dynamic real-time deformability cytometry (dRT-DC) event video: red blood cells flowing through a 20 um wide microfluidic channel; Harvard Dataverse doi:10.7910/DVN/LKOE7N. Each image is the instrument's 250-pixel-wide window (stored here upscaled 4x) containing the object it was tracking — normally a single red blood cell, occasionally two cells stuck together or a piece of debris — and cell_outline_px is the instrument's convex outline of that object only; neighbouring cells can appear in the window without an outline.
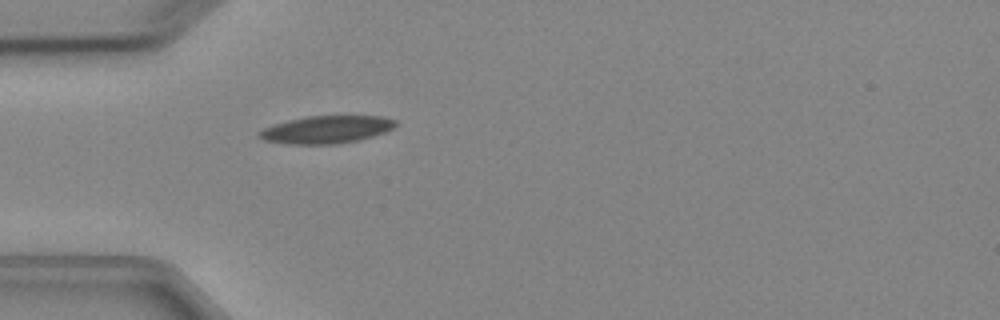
{"species": "Egyptian fruit bat (a non-hibernating species)", "species_latin": "Rousettus aegyptiacus", "temperature_condition": "cold", "stored_images_in_passage": 1, "camera_frame_rate_fps": 3000, "um_per_image_px": 0.085, "animal": {"sex": "female"}, "frame": {"image": 1, "passage_image": 1, "time_ms": 0.0, "image_size_px": [1000, 320], "cell_outline_px": [[396, 124], [392, 128], [384, 132], [372, 136], [356, 140], [336, 144], [288, 144], [264, 140], [256, 136], [256, 132], [272, 124], [288, 120], [308, 116], [384, 116], [396, 120]], "centroid_in_image_um": [27.69, 11.01], "position_along_channel_um": 57.3, "area_um2": 21.91}}